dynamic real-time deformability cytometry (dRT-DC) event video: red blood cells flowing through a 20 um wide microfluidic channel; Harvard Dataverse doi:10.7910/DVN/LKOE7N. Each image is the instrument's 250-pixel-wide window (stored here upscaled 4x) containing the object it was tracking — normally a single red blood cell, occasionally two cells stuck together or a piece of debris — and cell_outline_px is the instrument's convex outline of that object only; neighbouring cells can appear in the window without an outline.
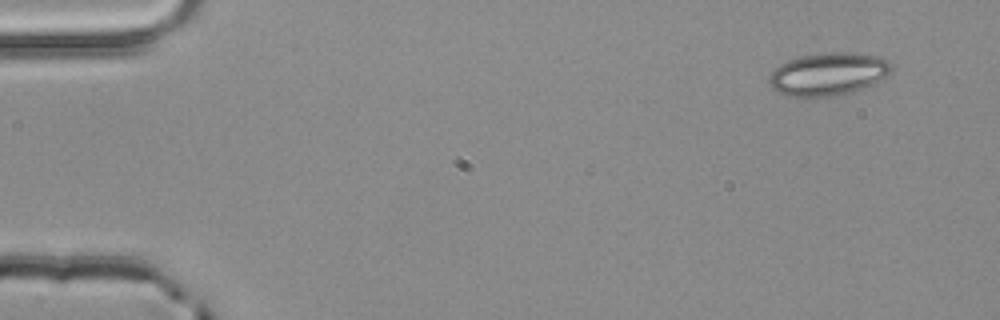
{"species": "common noctule bat (a hibernating species)", "species_latin": "Nyctalus noctula", "temperature_condition": "room temperature", "stored_images_in_passage": 4, "segment_of_instrument_passage": [1, 2], "camera_frame_rate_fps": 3000, "um_per_image_px": 0.085, "animal": {"sex": "male", "body_mass_g": 20.4}, "frame": {"image": 1, "passage_image": 1, "time_ms": 0.0, "image_size_px": [1000, 320], "cell_outline_px": [[892, 68], [888, 76], [864, 88], [852, 92], [832, 96], [784, 96], [772, 88], [768, 80], [772, 72], [780, 64], [788, 60], [800, 56], [828, 52], [856, 52], [880, 56], [888, 60]], "centroid_in_image_um": [70.42, 6.28], "position_along_channel_um": 14.6, "area_um2": 30.63}}